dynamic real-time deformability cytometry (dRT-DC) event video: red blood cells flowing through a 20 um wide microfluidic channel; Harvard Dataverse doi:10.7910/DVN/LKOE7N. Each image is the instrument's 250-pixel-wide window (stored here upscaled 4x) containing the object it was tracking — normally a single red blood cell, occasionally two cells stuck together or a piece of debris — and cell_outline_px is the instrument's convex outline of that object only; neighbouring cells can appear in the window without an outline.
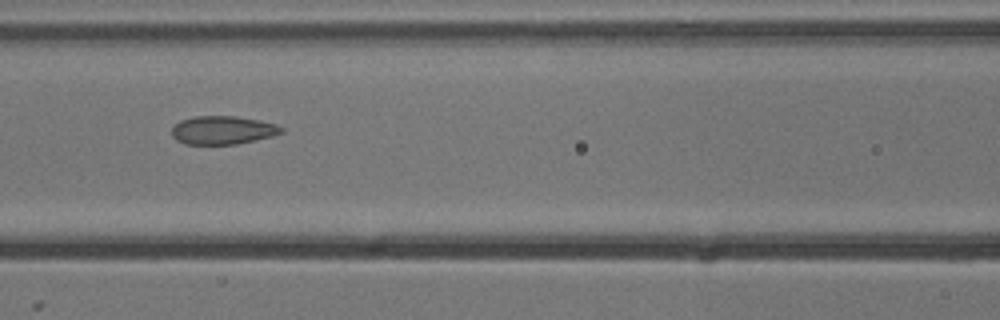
{"species": "common noctule bat (a hibernating species)", "species_latin": "Nyctalus noctula", "temperature_condition": "cold", "stored_images_in_passage": 8, "camera_frame_rate_fps": 3000, "um_per_image_px": 0.085, "animal": {"sex": "male", "body_mass_g": 13.3}, "frame": {"image": 1, "passage_image": 6, "time_ms": 1.667, "image_size_px": [1000, 320], "cell_outline_px": [[284, 132], [272, 136], [236, 144], [184, 144], [176, 140], [172, 136], [172, 124], [180, 120], [196, 116], [236, 116], [260, 120], [276, 124], [284, 128]], "centroid_in_image_um": [18.91, 11.05], "position_along_channel_um": 147.7, "area_um2": 18.26}}
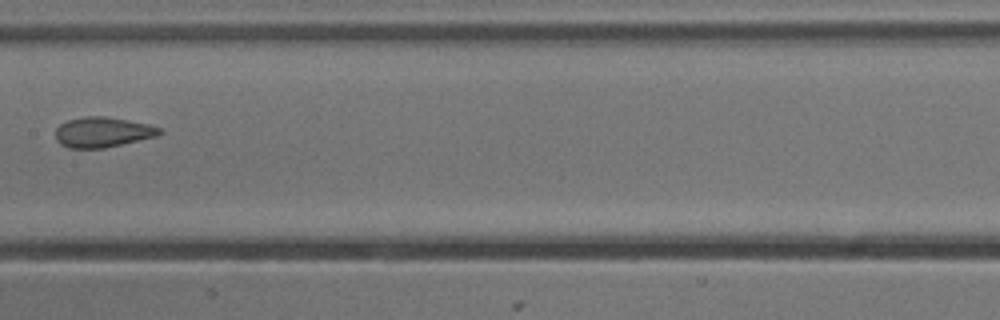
{"frame": {"image": 2, "passage_image": 7, "time_ms": 2.0, "image_size_px": [1000, 320], "cell_outline_px": [[164, 132], [156, 136], [104, 148], [68, 148], [60, 144], [56, 140], [56, 128], [60, 124], [68, 120], [84, 116], [104, 116], [128, 120], [148, 124], [160, 128]], "centroid_in_image_um": [8.7, 11.23], "position_along_channel_um": 198.7, "area_um2": 18.26}}
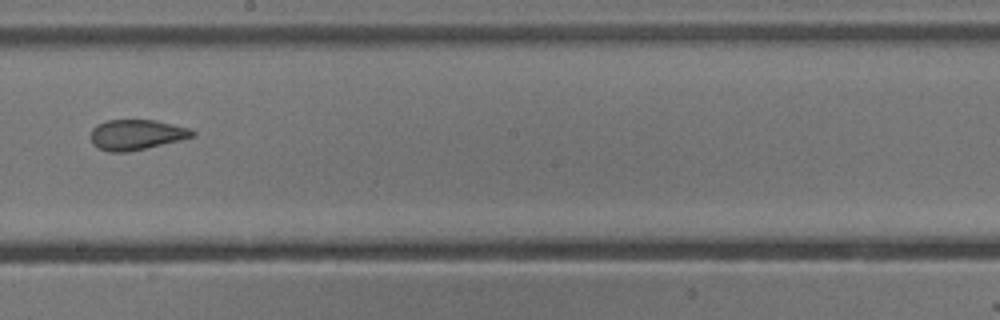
{"frame": {"image": 3, "passage_image": 8, "time_ms": 2.333, "image_size_px": [1000, 320], "cell_outline_px": [[196, 136], [180, 140], [128, 152], [108, 152], [92, 144], [92, 128], [96, 124], [104, 120], [156, 120], [192, 128], [196, 132]], "centroid_in_image_um": [11.63, 11.43], "position_along_channel_um": 236.6, "area_um2": 18.09}}